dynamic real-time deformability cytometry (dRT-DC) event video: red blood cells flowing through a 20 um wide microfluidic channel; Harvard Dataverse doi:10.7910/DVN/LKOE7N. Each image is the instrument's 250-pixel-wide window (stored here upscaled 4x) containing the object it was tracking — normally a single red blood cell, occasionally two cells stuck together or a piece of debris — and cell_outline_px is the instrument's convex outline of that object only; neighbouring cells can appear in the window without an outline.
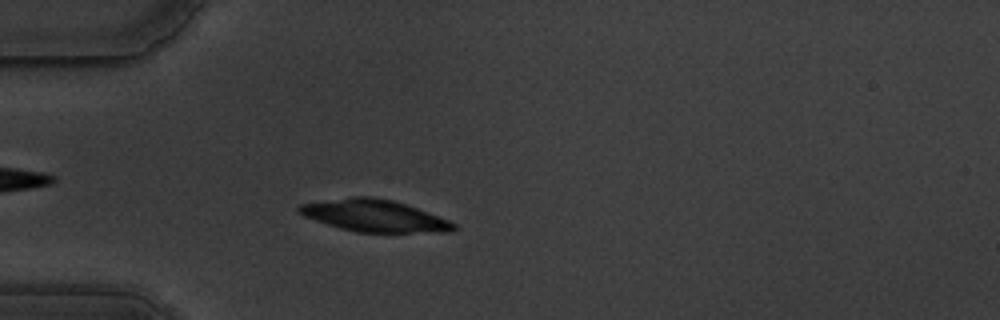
{"species": "common noctule bat (a hibernating species)", "species_latin": "Nyctalus noctula", "temperature_condition": "warm", "stored_images_in_passage": 49, "camera_frame_rate_fps": 3000, "um_per_image_px": 0.085, "animal": {"sex": "male", "body_mass_g": 19.5, "forearm_length_mm": 54.6}, "frame": {"image": 1, "passage_image": 8, "time_ms": 2.333, "image_size_px": [1000, 320], "cell_outline_px": [[456, 228], [452, 232], [356, 232], [340, 228], [304, 216], [296, 212], [296, 208], [300, 204], [352, 196], [372, 196], [392, 200], [428, 212], [448, 220], [456, 224]], "centroid_in_image_um": [31.8, 18.33], "position_along_channel_um": 53.2, "area_um2": 28.61}}
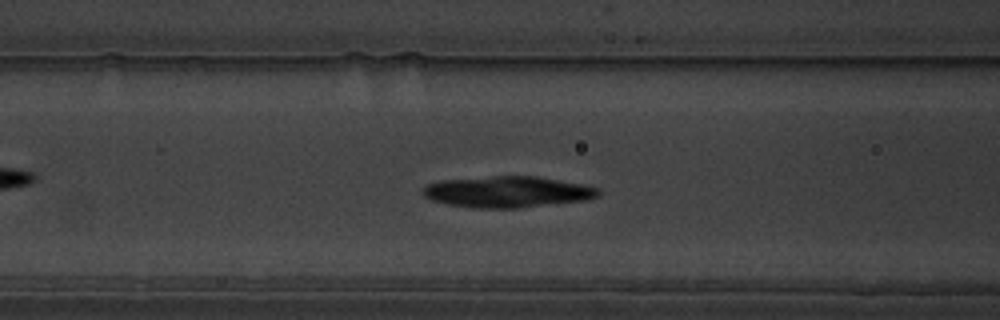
{"frame": {"image": 2, "passage_image": 15, "time_ms": 4.667, "image_size_px": [1000, 320], "cell_outline_px": [[600, 192], [596, 196], [584, 200], [516, 208], [476, 208], [448, 204], [432, 200], [424, 196], [420, 192], [428, 184], [440, 180], [492, 176], [536, 176], [584, 184], [596, 188]], "centroid_in_image_um": [43.08, 16.3], "position_along_channel_um": 123.5, "area_um2": 31.67}}
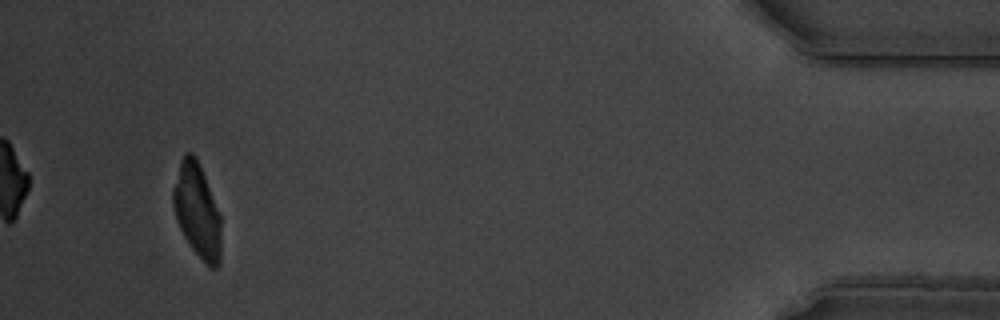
{"frame": {"image": 3, "passage_image": 46, "time_ms": 15.0, "image_size_px": [1000, 320], "cell_outline_px": [[220, 264], [216, 268], [208, 268], [204, 264], [192, 248], [184, 236], [176, 220], [172, 204], [172, 188], [180, 160], [184, 152], [192, 152], [196, 156], [200, 164], [220, 216]], "centroid_in_image_um": [16.73, 17.9], "position_along_channel_um": 418.5, "area_um2": 26.47}, "authors_computed_cell_mechanics": {"area_um2": 29.8248, "velocity_mm_per_s": 3.4982, "shape_relaxation_time_tau1_ms": 7.6546, "shape_relaxation_time_tau2_ms": 7.3827, "deformation_change_tau1": 0.3086, "deformation_change_tau2": 0.0836}}